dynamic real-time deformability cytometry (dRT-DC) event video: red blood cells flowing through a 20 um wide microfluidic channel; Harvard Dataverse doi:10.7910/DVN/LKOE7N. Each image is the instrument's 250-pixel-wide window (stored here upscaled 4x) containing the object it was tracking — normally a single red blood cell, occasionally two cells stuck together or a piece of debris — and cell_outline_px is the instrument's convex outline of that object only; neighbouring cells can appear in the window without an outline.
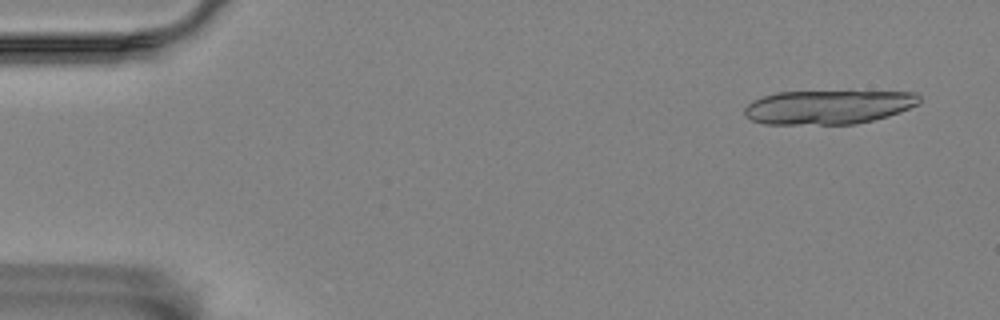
{"species": "Egyptian fruit bat (a non-hibernating species)", "species_latin": "Rousettus aegyptiacus", "temperature_condition": "room temperature", "stored_images_in_passage": 16, "camera_frame_rate_fps": 3000, "um_per_image_px": 0.085, "animal": {"sex": "female"}, "frame": {"image": 1, "passage_image": 3, "time_ms": 0.667, "image_size_px": [1000, 320], "cell_outline_px": [[920, 104], [900, 112], [888, 116], [856, 124], [764, 124], [752, 120], [744, 116], [744, 108], [752, 100], [776, 92], [916, 92], [920, 96]], "centroid_in_image_um": [70.4, 9.11], "position_along_channel_um": 14.6, "area_um2": 34.62}}